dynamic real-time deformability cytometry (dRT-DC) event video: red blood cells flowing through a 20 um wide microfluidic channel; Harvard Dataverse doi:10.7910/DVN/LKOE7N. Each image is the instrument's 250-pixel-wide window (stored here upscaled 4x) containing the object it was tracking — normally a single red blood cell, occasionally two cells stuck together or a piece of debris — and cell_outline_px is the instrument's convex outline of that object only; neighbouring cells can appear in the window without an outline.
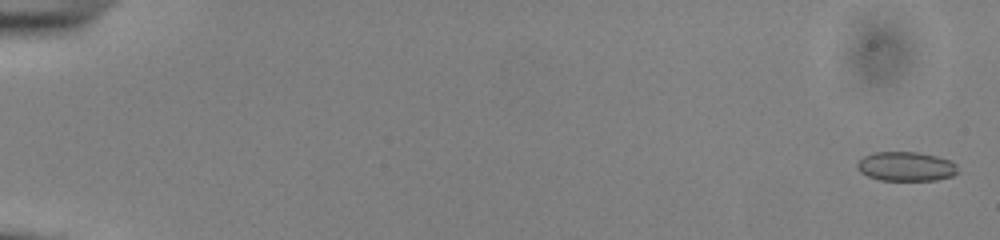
{"species": "common noctule bat (a hibernating species)", "species_latin": "Nyctalus noctula", "temperature_condition": "cold", "stored_images_in_passage": 55, "camera_frame_rate_fps": 3000, "um_per_image_px": 0.085, "animal": {"sex": "male", "body_mass_g": 13.0, "forearm_length_mm": 53.1}, "frame": {"image": 1, "passage_image": 2, "time_ms": 0.333, "image_size_px": [1000, 240], "cell_outline_px": [[960, 172], [952, 176], [936, 180], [880, 180], [868, 176], [860, 172], [856, 168], [856, 164], [864, 156], [872, 152], [916, 152], [936, 156], [952, 160], [956, 164]], "centroid_in_image_um": [77.03, 14.15], "position_along_channel_um": 8.0, "area_um2": 17.34}}
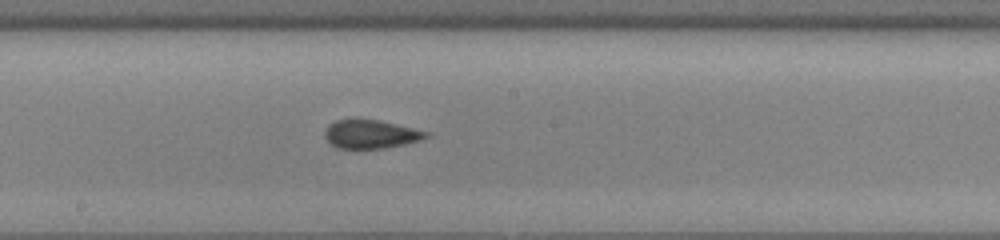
{"frame": {"image": 2, "passage_image": 32, "time_ms": 10.333, "image_size_px": [1000, 240], "cell_outline_px": [[432, 132], [428, 136], [420, 140], [404, 144], [384, 148], [340, 148], [332, 144], [324, 136], [328, 124], [336, 120], [356, 116], [396, 124]], "centroid_in_image_um": [31.51, 11.36], "position_along_channel_um": 216.7, "area_um2": 17.11}}
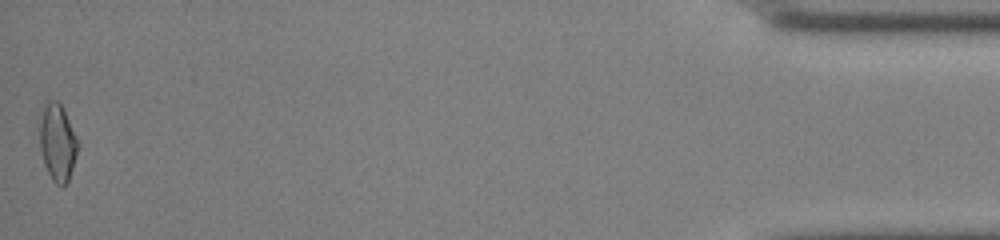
{"frame": {"image": 3, "passage_image": 55, "time_ms": 18.0, "image_size_px": [1000, 240], "cell_outline_px": [[80, 144], [68, 180], [64, 184], [56, 184], [52, 180], [44, 164], [40, 148], [40, 120], [44, 104], [48, 100], [56, 100], [64, 108]], "centroid_in_image_um": [4.9, 12.06], "position_along_channel_um": 430.3, "area_um2": 17.11}, "authors_computed_cell_mechanics": {"area_um2": 17.34, "velocity_mm_per_s": 3.9054, "shape_relaxation_time_tau1_ms": 7.7835, "shape_relaxation_time_tau2_ms": null, "deformation_change_tau1": 0.1182, "deformation_change_tau2": null}}